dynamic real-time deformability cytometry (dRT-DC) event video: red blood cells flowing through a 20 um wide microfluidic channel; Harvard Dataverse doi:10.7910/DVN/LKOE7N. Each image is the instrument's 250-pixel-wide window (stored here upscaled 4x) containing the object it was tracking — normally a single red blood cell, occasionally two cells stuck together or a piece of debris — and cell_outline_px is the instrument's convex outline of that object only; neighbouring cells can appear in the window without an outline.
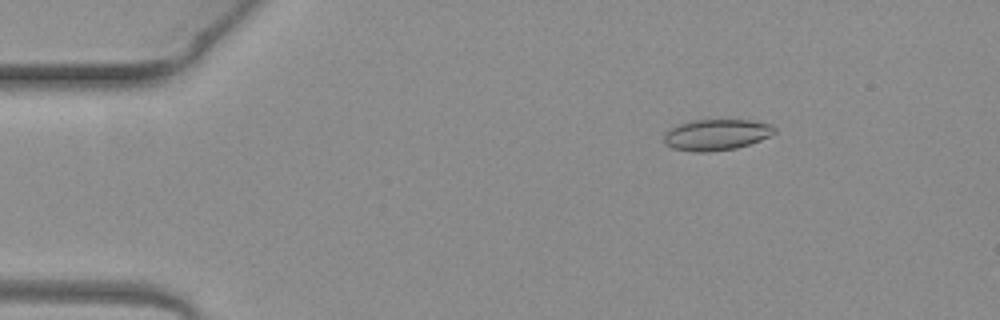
{"species": "common noctule bat (a hibernating species)", "species_latin": "Nyctalus noctula", "temperature_condition": "warm", "stored_images_in_passage": 3, "camera_frame_rate_fps": 3000, "um_per_image_px": 0.085, "animal": {"sex": "female", "body_mass_g": 19.3, "forearm_length_mm": 54.1}, "frame": {"image": 1, "passage_image": 2, "time_ms": 0.333, "image_size_px": [1000, 320], "cell_outline_px": [[776, 132], [760, 140], [736, 148], [708, 152], [696, 152], [672, 148], [664, 144], [664, 132], [668, 128], [692, 120], [748, 120], [772, 124], [776, 128]], "centroid_in_image_um": [60.86, 11.45], "position_along_channel_um": 24.1, "area_um2": 20.06}}